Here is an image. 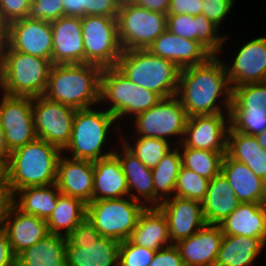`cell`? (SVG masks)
I'll list each match as a JSON object with an SVG mask.
<instances>
[{
    "mask_svg": "<svg viewBox=\"0 0 266 266\" xmlns=\"http://www.w3.org/2000/svg\"><path fill=\"white\" fill-rule=\"evenodd\" d=\"M177 96L188 117L229 113L232 88L224 61L212 55L202 64L180 69Z\"/></svg>",
    "mask_w": 266,
    "mask_h": 266,
    "instance_id": "6da1fadb",
    "label": "cell"
},
{
    "mask_svg": "<svg viewBox=\"0 0 266 266\" xmlns=\"http://www.w3.org/2000/svg\"><path fill=\"white\" fill-rule=\"evenodd\" d=\"M102 67L90 64H52L43 96L55 102L87 109L100 103Z\"/></svg>",
    "mask_w": 266,
    "mask_h": 266,
    "instance_id": "7a4b0ae2",
    "label": "cell"
},
{
    "mask_svg": "<svg viewBox=\"0 0 266 266\" xmlns=\"http://www.w3.org/2000/svg\"><path fill=\"white\" fill-rule=\"evenodd\" d=\"M62 154L61 149L39 138L11 151L6 167L11 195L26 187L56 183L58 161Z\"/></svg>",
    "mask_w": 266,
    "mask_h": 266,
    "instance_id": "3957f363",
    "label": "cell"
},
{
    "mask_svg": "<svg viewBox=\"0 0 266 266\" xmlns=\"http://www.w3.org/2000/svg\"><path fill=\"white\" fill-rule=\"evenodd\" d=\"M52 62L13 50L6 42L0 50V91L11 96L45 94Z\"/></svg>",
    "mask_w": 266,
    "mask_h": 266,
    "instance_id": "277c9868",
    "label": "cell"
},
{
    "mask_svg": "<svg viewBox=\"0 0 266 266\" xmlns=\"http://www.w3.org/2000/svg\"><path fill=\"white\" fill-rule=\"evenodd\" d=\"M116 68L131 82L161 98L177 95L180 68L148 49L122 51Z\"/></svg>",
    "mask_w": 266,
    "mask_h": 266,
    "instance_id": "5b68a950",
    "label": "cell"
},
{
    "mask_svg": "<svg viewBox=\"0 0 266 266\" xmlns=\"http://www.w3.org/2000/svg\"><path fill=\"white\" fill-rule=\"evenodd\" d=\"M116 118L105 109H77L73 119L70 142L62 151L73 159L96 161L114 154L113 149L104 153L106 140Z\"/></svg>",
    "mask_w": 266,
    "mask_h": 266,
    "instance_id": "8992f818",
    "label": "cell"
},
{
    "mask_svg": "<svg viewBox=\"0 0 266 266\" xmlns=\"http://www.w3.org/2000/svg\"><path fill=\"white\" fill-rule=\"evenodd\" d=\"M161 99L157 93L131 82L116 67L102 69L100 103L110 104L107 110L118 122L126 116L134 118Z\"/></svg>",
    "mask_w": 266,
    "mask_h": 266,
    "instance_id": "52a82bcc",
    "label": "cell"
},
{
    "mask_svg": "<svg viewBox=\"0 0 266 266\" xmlns=\"http://www.w3.org/2000/svg\"><path fill=\"white\" fill-rule=\"evenodd\" d=\"M145 206L129 196L91 201L86 219L103 236L118 242L128 240Z\"/></svg>",
    "mask_w": 266,
    "mask_h": 266,
    "instance_id": "ba28073f",
    "label": "cell"
},
{
    "mask_svg": "<svg viewBox=\"0 0 266 266\" xmlns=\"http://www.w3.org/2000/svg\"><path fill=\"white\" fill-rule=\"evenodd\" d=\"M167 29V15L127 4L117 14L118 40L123 51L147 49Z\"/></svg>",
    "mask_w": 266,
    "mask_h": 266,
    "instance_id": "9c48e42d",
    "label": "cell"
},
{
    "mask_svg": "<svg viewBox=\"0 0 266 266\" xmlns=\"http://www.w3.org/2000/svg\"><path fill=\"white\" fill-rule=\"evenodd\" d=\"M188 116L177 95L162 98L147 111L137 114L133 118L135 136L164 139L166 141L177 138L175 146L181 144L186 128ZM176 136V138H175ZM181 136V137H180Z\"/></svg>",
    "mask_w": 266,
    "mask_h": 266,
    "instance_id": "30bf717a",
    "label": "cell"
},
{
    "mask_svg": "<svg viewBox=\"0 0 266 266\" xmlns=\"http://www.w3.org/2000/svg\"><path fill=\"white\" fill-rule=\"evenodd\" d=\"M81 26L85 63L116 67L123 51L118 40L117 17L84 16Z\"/></svg>",
    "mask_w": 266,
    "mask_h": 266,
    "instance_id": "8fae6325",
    "label": "cell"
},
{
    "mask_svg": "<svg viewBox=\"0 0 266 266\" xmlns=\"http://www.w3.org/2000/svg\"><path fill=\"white\" fill-rule=\"evenodd\" d=\"M76 110L43 95L33 97L32 112L37 137L63 151L71 139Z\"/></svg>",
    "mask_w": 266,
    "mask_h": 266,
    "instance_id": "7c38bea8",
    "label": "cell"
},
{
    "mask_svg": "<svg viewBox=\"0 0 266 266\" xmlns=\"http://www.w3.org/2000/svg\"><path fill=\"white\" fill-rule=\"evenodd\" d=\"M6 43L15 51L52 62L51 22L22 18L6 26Z\"/></svg>",
    "mask_w": 266,
    "mask_h": 266,
    "instance_id": "4fadbf2b",
    "label": "cell"
},
{
    "mask_svg": "<svg viewBox=\"0 0 266 266\" xmlns=\"http://www.w3.org/2000/svg\"><path fill=\"white\" fill-rule=\"evenodd\" d=\"M229 113L188 117L182 142L177 147L227 152Z\"/></svg>",
    "mask_w": 266,
    "mask_h": 266,
    "instance_id": "5bb4252c",
    "label": "cell"
},
{
    "mask_svg": "<svg viewBox=\"0 0 266 266\" xmlns=\"http://www.w3.org/2000/svg\"><path fill=\"white\" fill-rule=\"evenodd\" d=\"M231 65L224 63L228 81L235 86L266 82V36L241 46Z\"/></svg>",
    "mask_w": 266,
    "mask_h": 266,
    "instance_id": "9a60e30c",
    "label": "cell"
},
{
    "mask_svg": "<svg viewBox=\"0 0 266 266\" xmlns=\"http://www.w3.org/2000/svg\"><path fill=\"white\" fill-rule=\"evenodd\" d=\"M167 30L181 38L199 42L211 55L222 54L223 43L229 37L221 35L219 27L204 14H167Z\"/></svg>",
    "mask_w": 266,
    "mask_h": 266,
    "instance_id": "2e32d148",
    "label": "cell"
},
{
    "mask_svg": "<svg viewBox=\"0 0 266 266\" xmlns=\"http://www.w3.org/2000/svg\"><path fill=\"white\" fill-rule=\"evenodd\" d=\"M158 208L167 219L172 244L190 237L206 224L199 201L173 196L161 202Z\"/></svg>",
    "mask_w": 266,
    "mask_h": 266,
    "instance_id": "e0dca14e",
    "label": "cell"
},
{
    "mask_svg": "<svg viewBox=\"0 0 266 266\" xmlns=\"http://www.w3.org/2000/svg\"><path fill=\"white\" fill-rule=\"evenodd\" d=\"M52 64L85 63L81 17L63 16L51 22Z\"/></svg>",
    "mask_w": 266,
    "mask_h": 266,
    "instance_id": "ac0fdd59",
    "label": "cell"
},
{
    "mask_svg": "<svg viewBox=\"0 0 266 266\" xmlns=\"http://www.w3.org/2000/svg\"><path fill=\"white\" fill-rule=\"evenodd\" d=\"M61 194L81 199L85 204L93 201V161L73 159L62 154L58 161L57 180Z\"/></svg>",
    "mask_w": 266,
    "mask_h": 266,
    "instance_id": "d6986e66",
    "label": "cell"
},
{
    "mask_svg": "<svg viewBox=\"0 0 266 266\" xmlns=\"http://www.w3.org/2000/svg\"><path fill=\"white\" fill-rule=\"evenodd\" d=\"M0 226L6 232L16 256L49 234L46 220L23 213L13 203L8 207Z\"/></svg>",
    "mask_w": 266,
    "mask_h": 266,
    "instance_id": "ffe728a7",
    "label": "cell"
},
{
    "mask_svg": "<svg viewBox=\"0 0 266 266\" xmlns=\"http://www.w3.org/2000/svg\"><path fill=\"white\" fill-rule=\"evenodd\" d=\"M223 235L220 225L205 224L195 234L175 243L185 266H215Z\"/></svg>",
    "mask_w": 266,
    "mask_h": 266,
    "instance_id": "44dd1931",
    "label": "cell"
},
{
    "mask_svg": "<svg viewBox=\"0 0 266 266\" xmlns=\"http://www.w3.org/2000/svg\"><path fill=\"white\" fill-rule=\"evenodd\" d=\"M147 49L180 69L202 64L212 56L199 42L181 38L167 29Z\"/></svg>",
    "mask_w": 266,
    "mask_h": 266,
    "instance_id": "7402d4cb",
    "label": "cell"
},
{
    "mask_svg": "<svg viewBox=\"0 0 266 266\" xmlns=\"http://www.w3.org/2000/svg\"><path fill=\"white\" fill-rule=\"evenodd\" d=\"M122 145L121 153L114 149L127 180L129 197L141 202L145 207H154V178L152 169L145 166L126 146ZM136 192V193H134Z\"/></svg>",
    "mask_w": 266,
    "mask_h": 266,
    "instance_id": "603a6c76",
    "label": "cell"
},
{
    "mask_svg": "<svg viewBox=\"0 0 266 266\" xmlns=\"http://www.w3.org/2000/svg\"><path fill=\"white\" fill-rule=\"evenodd\" d=\"M219 225L224 235L261 238L266 243V205L241 203Z\"/></svg>",
    "mask_w": 266,
    "mask_h": 266,
    "instance_id": "cb8c5ba5",
    "label": "cell"
},
{
    "mask_svg": "<svg viewBox=\"0 0 266 266\" xmlns=\"http://www.w3.org/2000/svg\"><path fill=\"white\" fill-rule=\"evenodd\" d=\"M93 166V201L129 196L126 177L119 159L114 154L93 161Z\"/></svg>",
    "mask_w": 266,
    "mask_h": 266,
    "instance_id": "d4e9b609",
    "label": "cell"
},
{
    "mask_svg": "<svg viewBox=\"0 0 266 266\" xmlns=\"http://www.w3.org/2000/svg\"><path fill=\"white\" fill-rule=\"evenodd\" d=\"M201 203L206 224L216 225L223 222L241 204L222 172L210 180Z\"/></svg>",
    "mask_w": 266,
    "mask_h": 266,
    "instance_id": "484cf974",
    "label": "cell"
},
{
    "mask_svg": "<svg viewBox=\"0 0 266 266\" xmlns=\"http://www.w3.org/2000/svg\"><path fill=\"white\" fill-rule=\"evenodd\" d=\"M129 240L152 250H159L172 244L169 237L168 222L158 207H145Z\"/></svg>",
    "mask_w": 266,
    "mask_h": 266,
    "instance_id": "4316f807",
    "label": "cell"
},
{
    "mask_svg": "<svg viewBox=\"0 0 266 266\" xmlns=\"http://www.w3.org/2000/svg\"><path fill=\"white\" fill-rule=\"evenodd\" d=\"M120 242L101 237L93 245H72L66 241L67 266H119Z\"/></svg>",
    "mask_w": 266,
    "mask_h": 266,
    "instance_id": "83f0119b",
    "label": "cell"
},
{
    "mask_svg": "<svg viewBox=\"0 0 266 266\" xmlns=\"http://www.w3.org/2000/svg\"><path fill=\"white\" fill-rule=\"evenodd\" d=\"M221 172L241 203H262V179L244 163L224 155Z\"/></svg>",
    "mask_w": 266,
    "mask_h": 266,
    "instance_id": "f1b7e54d",
    "label": "cell"
},
{
    "mask_svg": "<svg viewBox=\"0 0 266 266\" xmlns=\"http://www.w3.org/2000/svg\"><path fill=\"white\" fill-rule=\"evenodd\" d=\"M67 237L49 233L16 256V266H67Z\"/></svg>",
    "mask_w": 266,
    "mask_h": 266,
    "instance_id": "f546056e",
    "label": "cell"
},
{
    "mask_svg": "<svg viewBox=\"0 0 266 266\" xmlns=\"http://www.w3.org/2000/svg\"><path fill=\"white\" fill-rule=\"evenodd\" d=\"M265 246L261 238L223 235L215 266H252Z\"/></svg>",
    "mask_w": 266,
    "mask_h": 266,
    "instance_id": "4dcf8cb0",
    "label": "cell"
},
{
    "mask_svg": "<svg viewBox=\"0 0 266 266\" xmlns=\"http://www.w3.org/2000/svg\"><path fill=\"white\" fill-rule=\"evenodd\" d=\"M226 154L252 170L261 179L266 176V151L255 136L234 131L229 127Z\"/></svg>",
    "mask_w": 266,
    "mask_h": 266,
    "instance_id": "1f68e13d",
    "label": "cell"
},
{
    "mask_svg": "<svg viewBox=\"0 0 266 266\" xmlns=\"http://www.w3.org/2000/svg\"><path fill=\"white\" fill-rule=\"evenodd\" d=\"M60 193L56 183L30 186L16 191L12 195V203L23 213L47 220L57 205Z\"/></svg>",
    "mask_w": 266,
    "mask_h": 266,
    "instance_id": "d6a6232c",
    "label": "cell"
},
{
    "mask_svg": "<svg viewBox=\"0 0 266 266\" xmlns=\"http://www.w3.org/2000/svg\"><path fill=\"white\" fill-rule=\"evenodd\" d=\"M86 205L81 199L60 193L55 209L46 220L48 232L67 237L86 218Z\"/></svg>",
    "mask_w": 266,
    "mask_h": 266,
    "instance_id": "836d02e7",
    "label": "cell"
},
{
    "mask_svg": "<svg viewBox=\"0 0 266 266\" xmlns=\"http://www.w3.org/2000/svg\"><path fill=\"white\" fill-rule=\"evenodd\" d=\"M172 148L152 169L154 207H158L161 202L174 196L175 184L182 164L179 148L177 146Z\"/></svg>",
    "mask_w": 266,
    "mask_h": 266,
    "instance_id": "e575fe53",
    "label": "cell"
},
{
    "mask_svg": "<svg viewBox=\"0 0 266 266\" xmlns=\"http://www.w3.org/2000/svg\"><path fill=\"white\" fill-rule=\"evenodd\" d=\"M182 167L193 170L202 177L211 180L221 172L222 160L226 152L178 147Z\"/></svg>",
    "mask_w": 266,
    "mask_h": 266,
    "instance_id": "d590c367",
    "label": "cell"
},
{
    "mask_svg": "<svg viewBox=\"0 0 266 266\" xmlns=\"http://www.w3.org/2000/svg\"><path fill=\"white\" fill-rule=\"evenodd\" d=\"M124 138V139H122ZM121 142L148 168L153 169L174 146L170 140L136 136L134 145L123 136ZM172 145V146H171Z\"/></svg>",
    "mask_w": 266,
    "mask_h": 266,
    "instance_id": "8d00e7d4",
    "label": "cell"
},
{
    "mask_svg": "<svg viewBox=\"0 0 266 266\" xmlns=\"http://www.w3.org/2000/svg\"><path fill=\"white\" fill-rule=\"evenodd\" d=\"M2 94L0 122L3 127L16 124H34L32 97Z\"/></svg>",
    "mask_w": 266,
    "mask_h": 266,
    "instance_id": "74e56055",
    "label": "cell"
},
{
    "mask_svg": "<svg viewBox=\"0 0 266 266\" xmlns=\"http://www.w3.org/2000/svg\"><path fill=\"white\" fill-rule=\"evenodd\" d=\"M229 115L234 131L256 136L266 130V109L261 106L231 107Z\"/></svg>",
    "mask_w": 266,
    "mask_h": 266,
    "instance_id": "f35d334b",
    "label": "cell"
},
{
    "mask_svg": "<svg viewBox=\"0 0 266 266\" xmlns=\"http://www.w3.org/2000/svg\"><path fill=\"white\" fill-rule=\"evenodd\" d=\"M209 182V179L181 166L175 184L174 196L202 202L208 190Z\"/></svg>",
    "mask_w": 266,
    "mask_h": 266,
    "instance_id": "ab89813d",
    "label": "cell"
},
{
    "mask_svg": "<svg viewBox=\"0 0 266 266\" xmlns=\"http://www.w3.org/2000/svg\"><path fill=\"white\" fill-rule=\"evenodd\" d=\"M261 106L266 109V82L235 86L231 107Z\"/></svg>",
    "mask_w": 266,
    "mask_h": 266,
    "instance_id": "60d3db41",
    "label": "cell"
},
{
    "mask_svg": "<svg viewBox=\"0 0 266 266\" xmlns=\"http://www.w3.org/2000/svg\"><path fill=\"white\" fill-rule=\"evenodd\" d=\"M156 250L132 243L129 239L120 242L119 266H148Z\"/></svg>",
    "mask_w": 266,
    "mask_h": 266,
    "instance_id": "b9f144b4",
    "label": "cell"
},
{
    "mask_svg": "<svg viewBox=\"0 0 266 266\" xmlns=\"http://www.w3.org/2000/svg\"><path fill=\"white\" fill-rule=\"evenodd\" d=\"M63 16L62 0H31L27 18L52 22Z\"/></svg>",
    "mask_w": 266,
    "mask_h": 266,
    "instance_id": "7bdbcfd3",
    "label": "cell"
},
{
    "mask_svg": "<svg viewBox=\"0 0 266 266\" xmlns=\"http://www.w3.org/2000/svg\"><path fill=\"white\" fill-rule=\"evenodd\" d=\"M5 140L10 151L36 140L37 134L34 124H16L3 127Z\"/></svg>",
    "mask_w": 266,
    "mask_h": 266,
    "instance_id": "ee69618b",
    "label": "cell"
},
{
    "mask_svg": "<svg viewBox=\"0 0 266 266\" xmlns=\"http://www.w3.org/2000/svg\"><path fill=\"white\" fill-rule=\"evenodd\" d=\"M31 0H0V19L7 26L9 23L27 18Z\"/></svg>",
    "mask_w": 266,
    "mask_h": 266,
    "instance_id": "f6af8a7d",
    "label": "cell"
},
{
    "mask_svg": "<svg viewBox=\"0 0 266 266\" xmlns=\"http://www.w3.org/2000/svg\"><path fill=\"white\" fill-rule=\"evenodd\" d=\"M202 4V14L220 28L222 20L231 12L234 0H202Z\"/></svg>",
    "mask_w": 266,
    "mask_h": 266,
    "instance_id": "bcb514c9",
    "label": "cell"
},
{
    "mask_svg": "<svg viewBox=\"0 0 266 266\" xmlns=\"http://www.w3.org/2000/svg\"><path fill=\"white\" fill-rule=\"evenodd\" d=\"M102 235L85 218L76 228L67 236V240L72 245H93Z\"/></svg>",
    "mask_w": 266,
    "mask_h": 266,
    "instance_id": "7dc6e473",
    "label": "cell"
},
{
    "mask_svg": "<svg viewBox=\"0 0 266 266\" xmlns=\"http://www.w3.org/2000/svg\"><path fill=\"white\" fill-rule=\"evenodd\" d=\"M148 266H185L180 251L175 244L156 251Z\"/></svg>",
    "mask_w": 266,
    "mask_h": 266,
    "instance_id": "c3c4849f",
    "label": "cell"
},
{
    "mask_svg": "<svg viewBox=\"0 0 266 266\" xmlns=\"http://www.w3.org/2000/svg\"><path fill=\"white\" fill-rule=\"evenodd\" d=\"M202 0H170L167 14H190L196 16L202 14Z\"/></svg>",
    "mask_w": 266,
    "mask_h": 266,
    "instance_id": "681fc988",
    "label": "cell"
},
{
    "mask_svg": "<svg viewBox=\"0 0 266 266\" xmlns=\"http://www.w3.org/2000/svg\"><path fill=\"white\" fill-rule=\"evenodd\" d=\"M118 11L115 0H88V16L117 17Z\"/></svg>",
    "mask_w": 266,
    "mask_h": 266,
    "instance_id": "f907efd6",
    "label": "cell"
},
{
    "mask_svg": "<svg viewBox=\"0 0 266 266\" xmlns=\"http://www.w3.org/2000/svg\"><path fill=\"white\" fill-rule=\"evenodd\" d=\"M0 266H16V255L13 253L6 232L0 226Z\"/></svg>",
    "mask_w": 266,
    "mask_h": 266,
    "instance_id": "816d5d0a",
    "label": "cell"
},
{
    "mask_svg": "<svg viewBox=\"0 0 266 266\" xmlns=\"http://www.w3.org/2000/svg\"><path fill=\"white\" fill-rule=\"evenodd\" d=\"M64 16H88V0H62Z\"/></svg>",
    "mask_w": 266,
    "mask_h": 266,
    "instance_id": "f5cc1de1",
    "label": "cell"
},
{
    "mask_svg": "<svg viewBox=\"0 0 266 266\" xmlns=\"http://www.w3.org/2000/svg\"><path fill=\"white\" fill-rule=\"evenodd\" d=\"M11 203L12 195L5 176L0 181V225Z\"/></svg>",
    "mask_w": 266,
    "mask_h": 266,
    "instance_id": "db71d44e",
    "label": "cell"
},
{
    "mask_svg": "<svg viewBox=\"0 0 266 266\" xmlns=\"http://www.w3.org/2000/svg\"><path fill=\"white\" fill-rule=\"evenodd\" d=\"M134 4L147 10L167 15L170 7V0H136Z\"/></svg>",
    "mask_w": 266,
    "mask_h": 266,
    "instance_id": "11a10c76",
    "label": "cell"
},
{
    "mask_svg": "<svg viewBox=\"0 0 266 266\" xmlns=\"http://www.w3.org/2000/svg\"><path fill=\"white\" fill-rule=\"evenodd\" d=\"M11 151L7 146L3 126L0 122V163L6 168L10 161Z\"/></svg>",
    "mask_w": 266,
    "mask_h": 266,
    "instance_id": "9f6ffc18",
    "label": "cell"
},
{
    "mask_svg": "<svg viewBox=\"0 0 266 266\" xmlns=\"http://www.w3.org/2000/svg\"><path fill=\"white\" fill-rule=\"evenodd\" d=\"M6 42V25L0 19V50Z\"/></svg>",
    "mask_w": 266,
    "mask_h": 266,
    "instance_id": "6f0895ef",
    "label": "cell"
},
{
    "mask_svg": "<svg viewBox=\"0 0 266 266\" xmlns=\"http://www.w3.org/2000/svg\"><path fill=\"white\" fill-rule=\"evenodd\" d=\"M258 144L266 151V130L255 136Z\"/></svg>",
    "mask_w": 266,
    "mask_h": 266,
    "instance_id": "680465c9",
    "label": "cell"
},
{
    "mask_svg": "<svg viewBox=\"0 0 266 266\" xmlns=\"http://www.w3.org/2000/svg\"><path fill=\"white\" fill-rule=\"evenodd\" d=\"M263 204L266 205V176L262 178Z\"/></svg>",
    "mask_w": 266,
    "mask_h": 266,
    "instance_id": "91938a15",
    "label": "cell"
},
{
    "mask_svg": "<svg viewBox=\"0 0 266 266\" xmlns=\"http://www.w3.org/2000/svg\"><path fill=\"white\" fill-rule=\"evenodd\" d=\"M115 1L119 7L127 4H134L136 2V0H115Z\"/></svg>",
    "mask_w": 266,
    "mask_h": 266,
    "instance_id": "94428289",
    "label": "cell"
},
{
    "mask_svg": "<svg viewBox=\"0 0 266 266\" xmlns=\"http://www.w3.org/2000/svg\"><path fill=\"white\" fill-rule=\"evenodd\" d=\"M6 176V168L0 163V181Z\"/></svg>",
    "mask_w": 266,
    "mask_h": 266,
    "instance_id": "6125c7cd",
    "label": "cell"
}]
</instances>
